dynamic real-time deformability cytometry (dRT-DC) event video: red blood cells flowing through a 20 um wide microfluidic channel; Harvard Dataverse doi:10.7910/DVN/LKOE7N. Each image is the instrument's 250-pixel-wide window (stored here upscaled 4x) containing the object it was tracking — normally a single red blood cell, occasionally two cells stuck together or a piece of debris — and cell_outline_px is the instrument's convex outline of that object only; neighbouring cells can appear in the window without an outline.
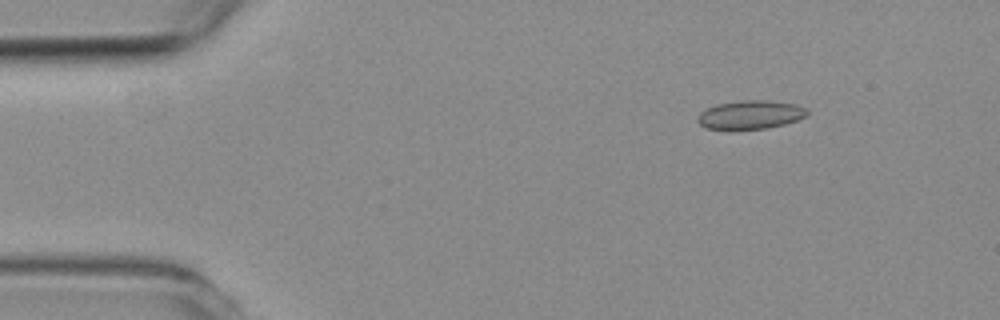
{"species": "common noctule bat (a hibernating species)", "species_latin": "Nyctalus noctula", "temperature_condition": "room temperature", "stored_images_in_passage": 5, "segment_of_instrument_passage": [2, 2], "camera_frame_rate_fps": 3000, "um_per_image_px": 0.085, "animal": {"sex": "female", "body_mass_g": 19.3, "forearm_length_mm": 54.1}, "frame": {"image": 1, "passage_image": 5, "time_ms": 5.667, "image_size_px": [1000, 320], "cell_outline_px": [[808, 116], [784, 124], [768, 128], [728, 132], [708, 128], [700, 124], [696, 120], [700, 112], [704, 108], [716, 104], [740, 100], [768, 100], [796, 104], [804, 108], [808, 112]], "centroid_in_image_um": [63.72, 9.78], "position_along_channel_um": 21.3, "area_um2": 18.96}}